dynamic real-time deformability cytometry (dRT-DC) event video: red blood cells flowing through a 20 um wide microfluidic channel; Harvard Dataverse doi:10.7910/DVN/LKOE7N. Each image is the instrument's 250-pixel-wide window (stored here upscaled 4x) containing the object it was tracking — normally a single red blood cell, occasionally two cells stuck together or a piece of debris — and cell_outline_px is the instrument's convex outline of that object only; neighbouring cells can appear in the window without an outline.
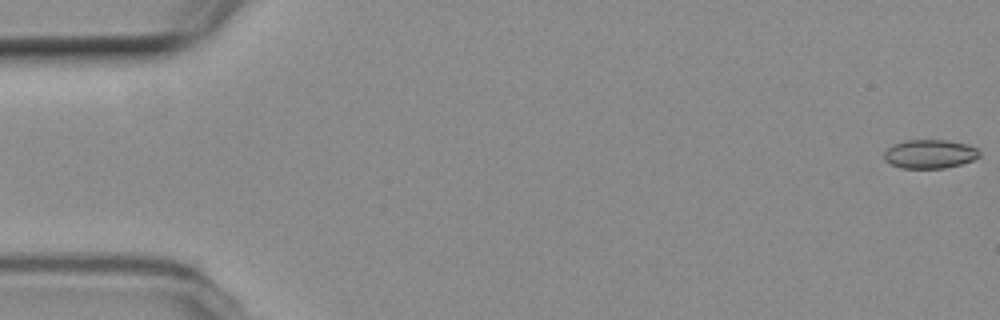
{"species": "common noctule bat (a hibernating species)", "species_latin": "Nyctalus noctula", "temperature_condition": "room temperature", "stored_images_in_passage": 8, "camera_frame_rate_fps": 3000, "um_per_image_px": 0.085, "animal": {"sex": "female", "body_mass_g": 19.3, "forearm_length_mm": 54.1}, "frame": {"image": 1, "passage_image": 1, "time_ms": 0.0, "image_size_px": [1000, 320], "cell_outline_px": [[980, 156], [972, 160], [960, 164], [944, 168], [900, 168], [888, 164], [884, 160], [884, 152], [892, 144], [904, 140], [948, 140], [964, 144], [976, 148], [980, 152]], "centroid_in_image_um": [78.97, 13.09], "position_along_channel_um": 6.0, "area_um2": 16.07}}
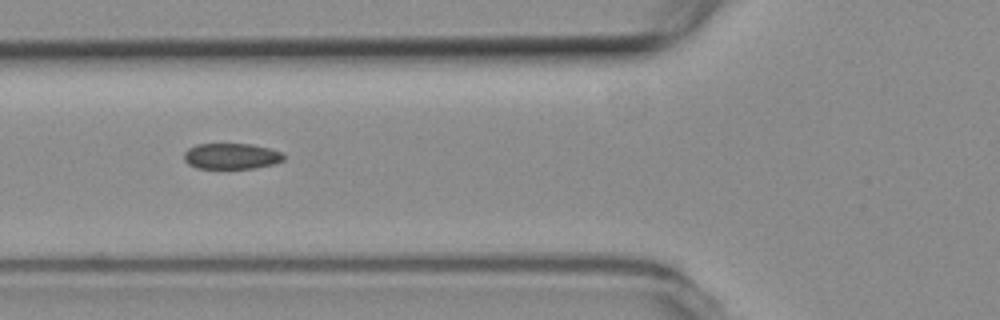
{"frame": {"image": 2, "passage_image": 7, "time_ms": 7.0, "image_size_px": [1000, 320], "cell_outline_px": [[284, 160], [272, 164], [256, 168], [196, 168], [188, 164], [184, 160], [184, 152], [188, 148], [196, 144], [252, 144], [268, 148], [280, 152], [284, 156]], "centroid_in_image_um": [19.63, 13.27], "position_along_channel_um": 106.2, "area_um2": 14.97}}
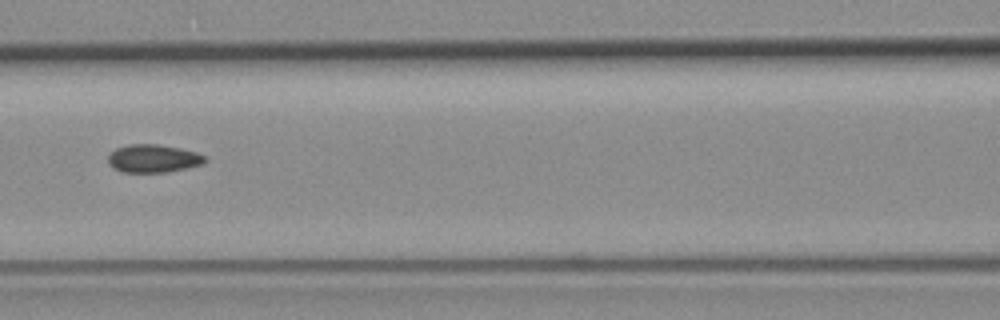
{"frame": {"image": 3, "passage_image": 8, "time_ms": 8.333, "image_size_px": [1000, 320], "cell_outline_px": [[208, 160], [204, 164], [168, 172], [124, 172], [112, 168], [108, 164], [108, 156], [116, 148], [128, 144], [160, 144], [180, 148], [196, 152], [204, 156]], "centroid_in_image_um": [13.03, 13.47], "position_along_channel_um": 153.6, "area_um2": 15.95}}